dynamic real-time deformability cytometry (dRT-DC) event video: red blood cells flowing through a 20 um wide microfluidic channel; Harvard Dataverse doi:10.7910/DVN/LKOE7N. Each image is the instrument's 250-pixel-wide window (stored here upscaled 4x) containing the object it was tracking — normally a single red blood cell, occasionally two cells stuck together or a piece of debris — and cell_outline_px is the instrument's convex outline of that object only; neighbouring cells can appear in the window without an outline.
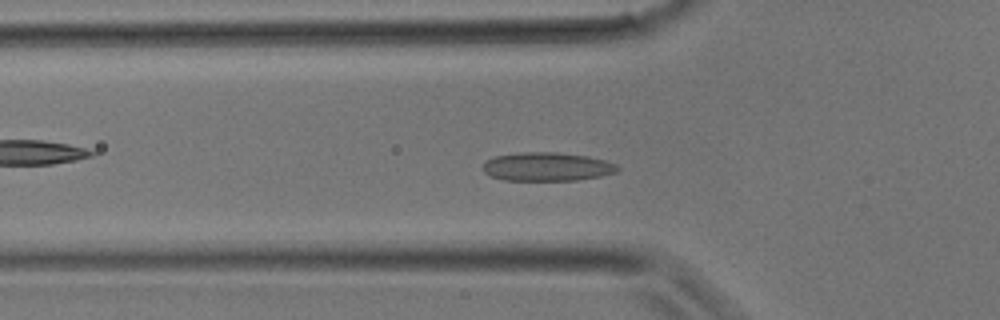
{"species": "common noctule bat (a hibernating species)", "species_latin": "Nyctalus noctula", "temperature_condition": "room temperature", "stored_images_in_passage": 32, "camera_frame_rate_fps": 3000, "um_per_image_px": 0.085, "animal": {"sex": "male", "body_mass_g": 17.9}, "frame": {"image": 1, "passage_image": 10, "time_ms": 3.0, "image_size_px": [1000, 320], "cell_outline_px": [[620, 168], [616, 172], [600, 176], [576, 180], [504, 180], [492, 176], [484, 172], [484, 164], [492, 156], [520, 152], [556, 152], [588, 156], [604, 160], [616, 164]], "centroid_in_image_um": [46.5, 14.16], "position_along_channel_um": 79.3, "area_um2": 22.37}}
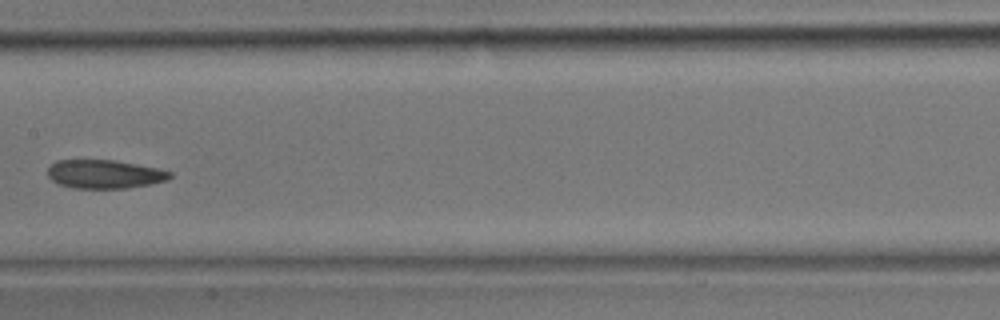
{"frame": {"image": 2, "passage_image": 16, "time_ms": 5.0, "image_size_px": [1000, 320], "cell_outline_px": [[172, 176], [168, 180], [152, 184], [128, 188], [72, 188], [60, 184], [52, 180], [48, 176], [48, 168], [56, 160], [112, 160], [136, 164], [156, 168], [172, 172]], "centroid_in_image_um": [8.9, 14.81], "position_along_channel_um": 198.5, "area_um2": 20.35}}
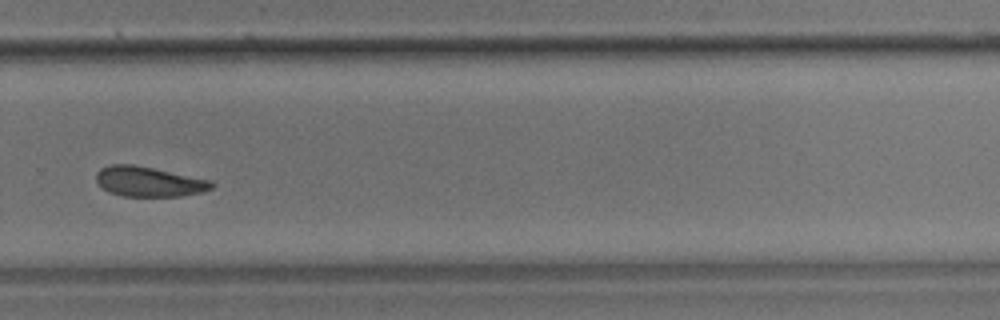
{"frame": {"image": 3, "passage_image": 22, "time_ms": 7.0, "image_size_px": [1000, 320], "cell_outline_px": [[216, 184], [212, 188], [204, 192], [180, 196], [124, 196], [108, 192], [100, 188], [96, 180], [96, 172], [100, 168], [108, 164], [132, 164], [212, 180]], "centroid_in_image_um": [12.63, 15.44], "position_along_channel_um": 317.2, "area_um2": 20.4}}